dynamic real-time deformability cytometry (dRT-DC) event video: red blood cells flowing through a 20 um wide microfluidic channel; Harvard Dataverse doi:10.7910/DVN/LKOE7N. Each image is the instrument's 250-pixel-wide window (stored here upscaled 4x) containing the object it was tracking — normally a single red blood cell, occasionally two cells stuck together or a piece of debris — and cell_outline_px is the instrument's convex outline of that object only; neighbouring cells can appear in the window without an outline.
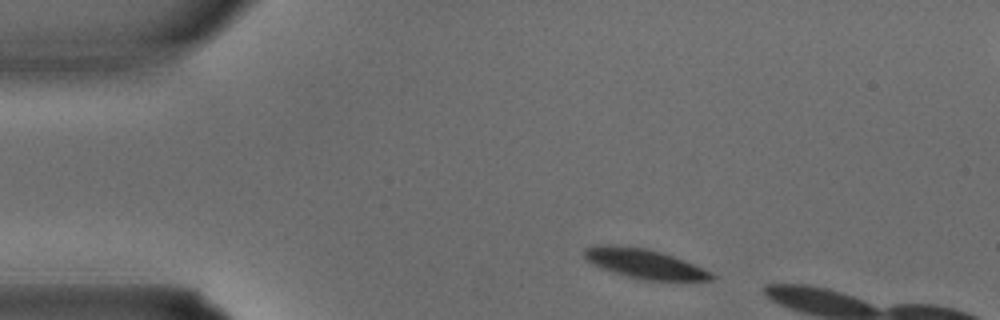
{"species": "common noctule bat (a hibernating species)", "species_latin": "Nyctalus noctula", "temperature_condition": "warm", "stored_images_in_passage": 2, "camera_frame_rate_fps": 3000, "um_per_image_px": 0.085, "animal": {"sex": "male", "body_mass_g": 15.6}, "frame": {"image": 1, "passage_image": 1, "time_ms": 0.0, "image_size_px": [1000, 320], "cell_outline_px": [[716, 276], [712, 280], [644, 280], [628, 276], [600, 268], [588, 260], [580, 252], [584, 248], [596, 244], [608, 244], [648, 248], [684, 260], [712, 272]], "centroid_in_image_um": [54.73, 22.39], "position_along_channel_um": 30.3, "area_um2": 21.85}}